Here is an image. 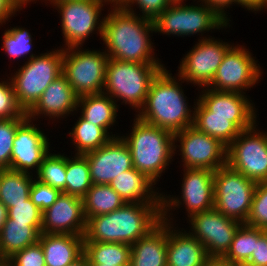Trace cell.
I'll list each match as a JSON object with an SVG mask.
<instances>
[{
	"mask_svg": "<svg viewBox=\"0 0 267 266\" xmlns=\"http://www.w3.org/2000/svg\"><path fill=\"white\" fill-rule=\"evenodd\" d=\"M103 19V44L109 58L136 63H160L154 58L149 33L155 32L153 20L113 5Z\"/></svg>",
	"mask_w": 267,
	"mask_h": 266,
	"instance_id": "obj_2",
	"label": "cell"
},
{
	"mask_svg": "<svg viewBox=\"0 0 267 266\" xmlns=\"http://www.w3.org/2000/svg\"><path fill=\"white\" fill-rule=\"evenodd\" d=\"M179 139V140H178ZM182 154L184 168L216 171L227 164V146L217 138L198 131L194 126L174 133V142Z\"/></svg>",
	"mask_w": 267,
	"mask_h": 266,
	"instance_id": "obj_12",
	"label": "cell"
},
{
	"mask_svg": "<svg viewBox=\"0 0 267 266\" xmlns=\"http://www.w3.org/2000/svg\"><path fill=\"white\" fill-rule=\"evenodd\" d=\"M88 266H113V265H103V264H88Z\"/></svg>",
	"mask_w": 267,
	"mask_h": 266,
	"instance_id": "obj_55",
	"label": "cell"
},
{
	"mask_svg": "<svg viewBox=\"0 0 267 266\" xmlns=\"http://www.w3.org/2000/svg\"><path fill=\"white\" fill-rule=\"evenodd\" d=\"M201 4L188 6L182 2H172L153 20L155 32L184 37L228 27L229 23L213 8L206 3Z\"/></svg>",
	"mask_w": 267,
	"mask_h": 266,
	"instance_id": "obj_7",
	"label": "cell"
},
{
	"mask_svg": "<svg viewBox=\"0 0 267 266\" xmlns=\"http://www.w3.org/2000/svg\"><path fill=\"white\" fill-rule=\"evenodd\" d=\"M38 242L46 266H68L84 254V236L41 233Z\"/></svg>",
	"mask_w": 267,
	"mask_h": 266,
	"instance_id": "obj_24",
	"label": "cell"
},
{
	"mask_svg": "<svg viewBox=\"0 0 267 266\" xmlns=\"http://www.w3.org/2000/svg\"><path fill=\"white\" fill-rule=\"evenodd\" d=\"M214 39V37H202L182 58L180 67H178L179 74H177L180 77L179 81L187 80L204 88L212 82L225 53L231 47L228 43Z\"/></svg>",
	"mask_w": 267,
	"mask_h": 266,
	"instance_id": "obj_15",
	"label": "cell"
},
{
	"mask_svg": "<svg viewBox=\"0 0 267 266\" xmlns=\"http://www.w3.org/2000/svg\"><path fill=\"white\" fill-rule=\"evenodd\" d=\"M168 223L161 221L131 245L129 266H167Z\"/></svg>",
	"mask_w": 267,
	"mask_h": 266,
	"instance_id": "obj_23",
	"label": "cell"
},
{
	"mask_svg": "<svg viewBox=\"0 0 267 266\" xmlns=\"http://www.w3.org/2000/svg\"><path fill=\"white\" fill-rule=\"evenodd\" d=\"M266 231L241 224L234 234L229 250L223 257L233 265L246 263L251 258L255 243Z\"/></svg>",
	"mask_w": 267,
	"mask_h": 266,
	"instance_id": "obj_32",
	"label": "cell"
},
{
	"mask_svg": "<svg viewBox=\"0 0 267 266\" xmlns=\"http://www.w3.org/2000/svg\"><path fill=\"white\" fill-rule=\"evenodd\" d=\"M30 173L3 169L0 179V202L8 209L30 198L33 182Z\"/></svg>",
	"mask_w": 267,
	"mask_h": 266,
	"instance_id": "obj_28",
	"label": "cell"
},
{
	"mask_svg": "<svg viewBox=\"0 0 267 266\" xmlns=\"http://www.w3.org/2000/svg\"><path fill=\"white\" fill-rule=\"evenodd\" d=\"M162 221V203H128L108 214L86 218L84 242L134 244Z\"/></svg>",
	"mask_w": 267,
	"mask_h": 266,
	"instance_id": "obj_1",
	"label": "cell"
},
{
	"mask_svg": "<svg viewBox=\"0 0 267 266\" xmlns=\"http://www.w3.org/2000/svg\"><path fill=\"white\" fill-rule=\"evenodd\" d=\"M106 0H68L53 3L61 14V27L66 42V49L80 47L92 32L103 36V20H99ZM100 21V22H99ZM98 26V27H97Z\"/></svg>",
	"mask_w": 267,
	"mask_h": 266,
	"instance_id": "obj_11",
	"label": "cell"
},
{
	"mask_svg": "<svg viewBox=\"0 0 267 266\" xmlns=\"http://www.w3.org/2000/svg\"><path fill=\"white\" fill-rule=\"evenodd\" d=\"M193 126L198 131L217 138L227 147L241 132V130L232 122V117L194 116Z\"/></svg>",
	"mask_w": 267,
	"mask_h": 266,
	"instance_id": "obj_34",
	"label": "cell"
},
{
	"mask_svg": "<svg viewBox=\"0 0 267 266\" xmlns=\"http://www.w3.org/2000/svg\"><path fill=\"white\" fill-rule=\"evenodd\" d=\"M235 266H253V265H250L248 263H240V264H237Z\"/></svg>",
	"mask_w": 267,
	"mask_h": 266,
	"instance_id": "obj_56",
	"label": "cell"
},
{
	"mask_svg": "<svg viewBox=\"0 0 267 266\" xmlns=\"http://www.w3.org/2000/svg\"><path fill=\"white\" fill-rule=\"evenodd\" d=\"M129 136H120L127 144L133 167L156 184L158 177L169 166L176 153L174 134L166 129L148 124L137 116Z\"/></svg>",
	"mask_w": 267,
	"mask_h": 266,
	"instance_id": "obj_4",
	"label": "cell"
},
{
	"mask_svg": "<svg viewBox=\"0 0 267 266\" xmlns=\"http://www.w3.org/2000/svg\"><path fill=\"white\" fill-rule=\"evenodd\" d=\"M37 180L64 192L66 189V156L49 153L40 165Z\"/></svg>",
	"mask_w": 267,
	"mask_h": 266,
	"instance_id": "obj_35",
	"label": "cell"
},
{
	"mask_svg": "<svg viewBox=\"0 0 267 266\" xmlns=\"http://www.w3.org/2000/svg\"><path fill=\"white\" fill-rule=\"evenodd\" d=\"M3 260H5V259H4L3 255H2L1 249H0V262L3 261Z\"/></svg>",
	"mask_w": 267,
	"mask_h": 266,
	"instance_id": "obj_57",
	"label": "cell"
},
{
	"mask_svg": "<svg viewBox=\"0 0 267 266\" xmlns=\"http://www.w3.org/2000/svg\"><path fill=\"white\" fill-rule=\"evenodd\" d=\"M17 10L9 0H0V25L5 23Z\"/></svg>",
	"mask_w": 267,
	"mask_h": 266,
	"instance_id": "obj_46",
	"label": "cell"
},
{
	"mask_svg": "<svg viewBox=\"0 0 267 266\" xmlns=\"http://www.w3.org/2000/svg\"><path fill=\"white\" fill-rule=\"evenodd\" d=\"M261 73L259 64L247 49L232 45L207 87L216 91L245 93L243 90L251 88L261 79Z\"/></svg>",
	"mask_w": 267,
	"mask_h": 266,
	"instance_id": "obj_13",
	"label": "cell"
},
{
	"mask_svg": "<svg viewBox=\"0 0 267 266\" xmlns=\"http://www.w3.org/2000/svg\"><path fill=\"white\" fill-rule=\"evenodd\" d=\"M42 233V226H29L26 223L13 222L7 217L0 230V249L4 259L13 257L24 248L36 244Z\"/></svg>",
	"mask_w": 267,
	"mask_h": 266,
	"instance_id": "obj_26",
	"label": "cell"
},
{
	"mask_svg": "<svg viewBox=\"0 0 267 266\" xmlns=\"http://www.w3.org/2000/svg\"><path fill=\"white\" fill-rule=\"evenodd\" d=\"M246 263L253 266H267V231L255 243L251 258Z\"/></svg>",
	"mask_w": 267,
	"mask_h": 266,
	"instance_id": "obj_44",
	"label": "cell"
},
{
	"mask_svg": "<svg viewBox=\"0 0 267 266\" xmlns=\"http://www.w3.org/2000/svg\"><path fill=\"white\" fill-rule=\"evenodd\" d=\"M256 126L242 130L227 147V165L259 183L267 181V132H258Z\"/></svg>",
	"mask_w": 267,
	"mask_h": 266,
	"instance_id": "obj_10",
	"label": "cell"
},
{
	"mask_svg": "<svg viewBox=\"0 0 267 266\" xmlns=\"http://www.w3.org/2000/svg\"><path fill=\"white\" fill-rule=\"evenodd\" d=\"M92 185L87 158L76 154L72 159L66 156V189L63 193L83 198Z\"/></svg>",
	"mask_w": 267,
	"mask_h": 266,
	"instance_id": "obj_33",
	"label": "cell"
},
{
	"mask_svg": "<svg viewBox=\"0 0 267 266\" xmlns=\"http://www.w3.org/2000/svg\"><path fill=\"white\" fill-rule=\"evenodd\" d=\"M182 198L188 218L214 208V171L184 168Z\"/></svg>",
	"mask_w": 267,
	"mask_h": 266,
	"instance_id": "obj_21",
	"label": "cell"
},
{
	"mask_svg": "<svg viewBox=\"0 0 267 266\" xmlns=\"http://www.w3.org/2000/svg\"><path fill=\"white\" fill-rule=\"evenodd\" d=\"M131 245L126 243L84 242L88 264L129 266Z\"/></svg>",
	"mask_w": 267,
	"mask_h": 266,
	"instance_id": "obj_29",
	"label": "cell"
},
{
	"mask_svg": "<svg viewBox=\"0 0 267 266\" xmlns=\"http://www.w3.org/2000/svg\"><path fill=\"white\" fill-rule=\"evenodd\" d=\"M8 210V218L13 222L26 223L29 226H42L43 212L36 207L31 198L24 203L14 204Z\"/></svg>",
	"mask_w": 267,
	"mask_h": 266,
	"instance_id": "obj_39",
	"label": "cell"
},
{
	"mask_svg": "<svg viewBox=\"0 0 267 266\" xmlns=\"http://www.w3.org/2000/svg\"><path fill=\"white\" fill-rule=\"evenodd\" d=\"M163 68L161 63H136L109 58L102 92L140 110L145 104L153 78Z\"/></svg>",
	"mask_w": 267,
	"mask_h": 266,
	"instance_id": "obj_5",
	"label": "cell"
},
{
	"mask_svg": "<svg viewBox=\"0 0 267 266\" xmlns=\"http://www.w3.org/2000/svg\"><path fill=\"white\" fill-rule=\"evenodd\" d=\"M0 266H10V264H9V261L8 260H3V261H1L0 262Z\"/></svg>",
	"mask_w": 267,
	"mask_h": 266,
	"instance_id": "obj_53",
	"label": "cell"
},
{
	"mask_svg": "<svg viewBox=\"0 0 267 266\" xmlns=\"http://www.w3.org/2000/svg\"><path fill=\"white\" fill-rule=\"evenodd\" d=\"M126 202L110 185L93 184L83 197L86 218L111 213Z\"/></svg>",
	"mask_w": 267,
	"mask_h": 266,
	"instance_id": "obj_30",
	"label": "cell"
},
{
	"mask_svg": "<svg viewBox=\"0 0 267 266\" xmlns=\"http://www.w3.org/2000/svg\"><path fill=\"white\" fill-rule=\"evenodd\" d=\"M176 81L165 67L161 69L153 78L145 104L136 116L173 134L193 126L194 111L187 106L182 87Z\"/></svg>",
	"mask_w": 267,
	"mask_h": 266,
	"instance_id": "obj_3",
	"label": "cell"
},
{
	"mask_svg": "<svg viewBox=\"0 0 267 266\" xmlns=\"http://www.w3.org/2000/svg\"><path fill=\"white\" fill-rule=\"evenodd\" d=\"M85 229L83 198L61 192L52 206L43 212L42 233L84 236Z\"/></svg>",
	"mask_w": 267,
	"mask_h": 266,
	"instance_id": "obj_20",
	"label": "cell"
},
{
	"mask_svg": "<svg viewBox=\"0 0 267 266\" xmlns=\"http://www.w3.org/2000/svg\"><path fill=\"white\" fill-rule=\"evenodd\" d=\"M2 172H3V169L0 168V179H1V174H2Z\"/></svg>",
	"mask_w": 267,
	"mask_h": 266,
	"instance_id": "obj_58",
	"label": "cell"
},
{
	"mask_svg": "<svg viewBox=\"0 0 267 266\" xmlns=\"http://www.w3.org/2000/svg\"><path fill=\"white\" fill-rule=\"evenodd\" d=\"M202 266H235L230 264L224 257L209 256Z\"/></svg>",
	"mask_w": 267,
	"mask_h": 266,
	"instance_id": "obj_48",
	"label": "cell"
},
{
	"mask_svg": "<svg viewBox=\"0 0 267 266\" xmlns=\"http://www.w3.org/2000/svg\"><path fill=\"white\" fill-rule=\"evenodd\" d=\"M60 191L34 179L30 188V198L32 203L42 212L52 206L60 195Z\"/></svg>",
	"mask_w": 267,
	"mask_h": 266,
	"instance_id": "obj_41",
	"label": "cell"
},
{
	"mask_svg": "<svg viewBox=\"0 0 267 266\" xmlns=\"http://www.w3.org/2000/svg\"><path fill=\"white\" fill-rule=\"evenodd\" d=\"M28 61L11 77L18 105L28 112L45 89L63 73V48L41 55L31 54Z\"/></svg>",
	"mask_w": 267,
	"mask_h": 266,
	"instance_id": "obj_6",
	"label": "cell"
},
{
	"mask_svg": "<svg viewBox=\"0 0 267 266\" xmlns=\"http://www.w3.org/2000/svg\"><path fill=\"white\" fill-rule=\"evenodd\" d=\"M68 266H88V259L83 254L79 259H77L74 263H72Z\"/></svg>",
	"mask_w": 267,
	"mask_h": 266,
	"instance_id": "obj_51",
	"label": "cell"
},
{
	"mask_svg": "<svg viewBox=\"0 0 267 266\" xmlns=\"http://www.w3.org/2000/svg\"><path fill=\"white\" fill-rule=\"evenodd\" d=\"M48 1L51 2L50 4H53V3H58V2L68 1V0H48Z\"/></svg>",
	"mask_w": 267,
	"mask_h": 266,
	"instance_id": "obj_54",
	"label": "cell"
},
{
	"mask_svg": "<svg viewBox=\"0 0 267 266\" xmlns=\"http://www.w3.org/2000/svg\"><path fill=\"white\" fill-rule=\"evenodd\" d=\"M79 49H63V74L78 97L102 93L109 59L106 51Z\"/></svg>",
	"mask_w": 267,
	"mask_h": 266,
	"instance_id": "obj_9",
	"label": "cell"
},
{
	"mask_svg": "<svg viewBox=\"0 0 267 266\" xmlns=\"http://www.w3.org/2000/svg\"><path fill=\"white\" fill-rule=\"evenodd\" d=\"M28 117L17 127L13 140L9 169L25 173L36 168L39 171L44 158L50 153V143L45 134ZM33 168V169H32Z\"/></svg>",
	"mask_w": 267,
	"mask_h": 266,
	"instance_id": "obj_18",
	"label": "cell"
},
{
	"mask_svg": "<svg viewBox=\"0 0 267 266\" xmlns=\"http://www.w3.org/2000/svg\"><path fill=\"white\" fill-rule=\"evenodd\" d=\"M7 260L10 266H46L44 253L39 242L24 248Z\"/></svg>",
	"mask_w": 267,
	"mask_h": 266,
	"instance_id": "obj_42",
	"label": "cell"
},
{
	"mask_svg": "<svg viewBox=\"0 0 267 266\" xmlns=\"http://www.w3.org/2000/svg\"><path fill=\"white\" fill-rule=\"evenodd\" d=\"M78 96L62 73L43 92L35 105L26 113L29 119L44 114L49 118L69 115L77 109Z\"/></svg>",
	"mask_w": 267,
	"mask_h": 266,
	"instance_id": "obj_22",
	"label": "cell"
},
{
	"mask_svg": "<svg viewBox=\"0 0 267 266\" xmlns=\"http://www.w3.org/2000/svg\"><path fill=\"white\" fill-rule=\"evenodd\" d=\"M245 224L267 230V181L257 183Z\"/></svg>",
	"mask_w": 267,
	"mask_h": 266,
	"instance_id": "obj_38",
	"label": "cell"
},
{
	"mask_svg": "<svg viewBox=\"0 0 267 266\" xmlns=\"http://www.w3.org/2000/svg\"><path fill=\"white\" fill-rule=\"evenodd\" d=\"M8 217L7 208L0 202V230L3 228L4 223Z\"/></svg>",
	"mask_w": 267,
	"mask_h": 266,
	"instance_id": "obj_49",
	"label": "cell"
},
{
	"mask_svg": "<svg viewBox=\"0 0 267 266\" xmlns=\"http://www.w3.org/2000/svg\"><path fill=\"white\" fill-rule=\"evenodd\" d=\"M9 1L18 10V9H21L22 7H24L25 4L27 5V3L31 2V1H35V0H9Z\"/></svg>",
	"mask_w": 267,
	"mask_h": 266,
	"instance_id": "obj_50",
	"label": "cell"
},
{
	"mask_svg": "<svg viewBox=\"0 0 267 266\" xmlns=\"http://www.w3.org/2000/svg\"><path fill=\"white\" fill-rule=\"evenodd\" d=\"M203 90L194 104V116L232 117V122L242 131L256 123L254 106L241 92Z\"/></svg>",
	"mask_w": 267,
	"mask_h": 266,
	"instance_id": "obj_14",
	"label": "cell"
},
{
	"mask_svg": "<svg viewBox=\"0 0 267 266\" xmlns=\"http://www.w3.org/2000/svg\"><path fill=\"white\" fill-rule=\"evenodd\" d=\"M139 6L142 11V17L154 20L162 11H164L172 2L171 0H124L121 6L128 12L134 13L133 4ZM132 5V6H131Z\"/></svg>",
	"mask_w": 267,
	"mask_h": 266,
	"instance_id": "obj_43",
	"label": "cell"
},
{
	"mask_svg": "<svg viewBox=\"0 0 267 266\" xmlns=\"http://www.w3.org/2000/svg\"><path fill=\"white\" fill-rule=\"evenodd\" d=\"M206 3L209 7L213 8L224 20L229 22V18L225 13L226 7H230L233 3H237V0H200V2Z\"/></svg>",
	"mask_w": 267,
	"mask_h": 266,
	"instance_id": "obj_45",
	"label": "cell"
},
{
	"mask_svg": "<svg viewBox=\"0 0 267 266\" xmlns=\"http://www.w3.org/2000/svg\"><path fill=\"white\" fill-rule=\"evenodd\" d=\"M154 182L136 168L117 176L109 185L128 203H162V193L153 191Z\"/></svg>",
	"mask_w": 267,
	"mask_h": 266,
	"instance_id": "obj_25",
	"label": "cell"
},
{
	"mask_svg": "<svg viewBox=\"0 0 267 266\" xmlns=\"http://www.w3.org/2000/svg\"><path fill=\"white\" fill-rule=\"evenodd\" d=\"M31 34L27 29L12 27L4 32L3 50L6 51L10 58H19L29 54L32 47Z\"/></svg>",
	"mask_w": 267,
	"mask_h": 266,
	"instance_id": "obj_36",
	"label": "cell"
},
{
	"mask_svg": "<svg viewBox=\"0 0 267 266\" xmlns=\"http://www.w3.org/2000/svg\"><path fill=\"white\" fill-rule=\"evenodd\" d=\"M189 233L203 244L208 256L223 257L231 246L240 222L224 216L215 208L190 217Z\"/></svg>",
	"mask_w": 267,
	"mask_h": 266,
	"instance_id": "obj_16",
	"label": "cell"
},
{
	"mask_svg": "<svg viewBox=\"0 0 267 266\" xmlns=\"http://www.w3.org/2000/svg\"><path fill=\"white\" fill-rule=\"evenodd\" d=\"M27 116L18 105L11 82H0V119Z\"/></svg>",
	"mask_w": 267,
	"mask_h": 266,
	"instance_id": "obj_40",
	"label": "cell"
},
{
	"mask_svg": "<svg viewBox=\"0 0 267 266\" xmlns=\"http://www.w3.org/2000/svg\"><path fill=\"white\" fill-rule=\"evenodd\" d=\"M238 5L247 8V10L261 11L263 8L267 7V0H237Z\"/></svg>",
	"mask_w": 267,
	"mask_h": 266,
	"instance_id": "obj_47",
	"label": "cell"
},
{
	"mask_svg": "<svg viewBox=\"0 0 267 266\" xmlns=\"http://www.w3.org/2000/svg\"><path fill=\"white\" fill-rule=\"evenodd\" d=\"M181 204L179 198L162 195V220L168 223L167 266H202L209 257L203 244L189 232L175 230L168 220V211Z\"/></svg>",
	"mask_w": 267,
	"mask_h": 266,
	"instance_id": "obj_17",
	"label": "cell"
},
{
	"mask_svg": "<svg viewBox=\"0 0 267 266\" xmlns=\"http://www.w3.org/2000/svg\"><path fill=\"white\" fill-rule=\"evenodd\" d=\"M84 156L89 164L93 184L109 185L121 173L133 168L130 150L119 136Z\"/></svg>",
	"mask_w": 267,
	"mask_h": 266,
	"instance_id": "obj_19",
	"label": "cell"
},
{
	"mask_svg": "<svg viewBox=\"0 0 267 266\" xmlns=\"http://www.w3.org/2000/svg\"><path fill=\"white\" fill-rule=\"evenodd\" d=\"M27 118L19 116L10 119H0V168L9 169L11 164V155L13 140L17 127Z\"/></svg>",
	"mask_w": 267,
	"mask_h": 266,
	"instance_id": "obj_37",
	"label": "cell"
},
{
	"mask_svg": "<svg viewBox=\"0 0 267 266\" xmlns=\"http://www.w3.org/2000/svg\"><path fill=\"white\" fill-rule=\"evenodd\" d=\"M257 182L227 164L214 171V208L224 216L245 224Z\"/></svg>",
	"mask_w": 267,
	"mask_h": 266,
	"instance_id": "obj_8",
	"label": "cell"
},
{
	"mask_svg": "<svg viewBox=\"0 0 267 266\" xmlns=\"http://www.w3.org/2000/svg\"><path fill=\"white\" fill-rule=\"evenodd\" d=\"M107 3L110 2L112 5H121V3L124 1V0H106Z\"/></svg>",
	"mask_w": 267,
	"mask_h": 266,
	"instance_id": "obj_52",
	"label": "cell"
},
{
	"mask_svg": "<svg viewBox=\"0 0 267 266\" xmlns=\"http://www.w3.org/2000/svg\"><path fill=\"white\" fill-rule=\"evenodd\" d=\"M74 145L76 146V155H84L107 144L115 135H109L103 127L94 125L92 122L84 120L81 116L75 123L72 131ZM112 136V137H111Z\"/></svg>",
	"mask_w": 267,
	"mask_h": 266,
	"instance_id": "obj_31",
	"label": "cell"
},
{
	"mask_svg": "<svg viewBox=\"0 0 267 266\" xmlns=\"http://www.w3.org/2000/svg\"><path fill=\"white\" fill-rule=\"evenodd\" d=\"M81 107V117L107 132L116 121L118 105L106 93L89 94L78 97L77 108Z\"/></svg>",
	"mask_w": 267,
	"mask_h": 266,
	"instance_id": "obj_27",
	"label": "cell"
}]
</instances>
